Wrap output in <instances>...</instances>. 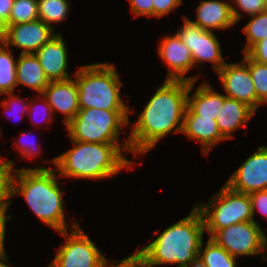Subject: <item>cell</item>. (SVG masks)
<instances>
[{
	"instance_id": "cb8c5ba5",
	"label": "cell",
	"mask_w": 267,
	"mask_h": 267,
	"mask_svg": "<svg viewBox=\"0 0 267 267\" xmlns=\"http://www.w3.org/2000/svg\"><path fill=\"white\" fill-rule=\"evenodd\" d=\"M67 0H38V16L45 24L55 30L52 23L63 22L69 12Z\"/></svg>"
},
{
	"instance_id": "7c38bea8",
	"label": "cell",
	"mask_w": 267,
	"mask_h": 267,
	"mask_svg": "<svg viewBox=\"0 0 267 267\" xmlns=\"http://www.w3.org/2000/svg\"><path fill=\"white\" fill-rule=\"evenodd\" d=\"M232 190L250 194L267 189V146H260L225 183Z\"/></svg>"
},
{
	"instance_id": "8fae6325",
	"label": "cell",
	"mask_w": 267,
	"mask_h": 267,
	"mask_svg": "<svg viewBox=\"0 0 267 267\" xmlns=\"http://www.w3.org/2000/svg\"><path fill=\"white\" fill-rule=\"evenodd\" d=\"M54 29L42 20L4 25L0 29V40L8 47L23 49L21 54H35L53 36Z\"/></svg>"
},
{
	"instance_id": "484cf974",
	"label": "cell",
	"mask_w": 267,
	"mask_h": 267,
	"mask_svg": "<svg viewBox=\"0 0 267 267\" xmlns=\"http://www.w3.org/2000/svg\"><path fill=\"white\" fill-rule=\"evenodd\" d=\"M38 19V0H14L9 20L5 25L32 22Z\"/></svg>"
},
{
	"instance_id": "4316f807",
	"label": "cell",
	"mask_w": 267,
	"mask_h": 267,
	"mask_svg": "<svg viewBox=\"0 0 267 267\" xmlns=\"http://www.w3.org/2000/svg\"><path fill=\"white\" fill-rule=\"evenodd\" d=\"M244 55L243 60L248 64L257 99L262 104L267 103V65L252 60L247 54Z\"/></svg>"
},
{
	"instance_id": "ab89813d",
	"label": "cell",
	"mask_w": 267,
	"mask_h": 267,
	"mask_svg": "<svg viewBox=\"0 0 267 267\" xmlns=\"http://www.w3.org/2000/svg\"><path fill=\"white\" fill-rule=\"evenodd\" d=\"M188 267H207V266L203 264V261L198 256L188 265Z\"/></svg>"
},
{
	"instance_id": "7402d4cb",
	"label": "cell",
	"mask_w": 267,
	"mask_h": 267,
	"mask_svg": "<svg viewBox=\"0 0 267 267\" xmlns=\"http://www.w3.org/2000/svg\"><path fill=\"white\" fill-rule=\"evenodd\" d=\"M12 51L0 40V95L13 92L17 87V61H15Z\"/></svg>"
},
{
	"instance_id": "277c9868",
	"label": "cell",
	"mask_w": 267,
	"mask_h": 267,
	"mask_svg": "<svg viewBox=\"0 0 267 267\" xmlns=\"http://www.w3.org/2000/svg\"><path fill=\"white\" fill-rule=\"evenodd\" d=\"M204 232L203 217L194 207L187 217L169 226L150 244L137 250L143 267L161 264L188 267L198 257Z\"/></svg>"
},
{
	"instance_id": "3957f363",
	"label": "cell",
	"mask_w": 267,
	"mask_h": 267,
	"mask_svg": "<svg viewBox=\"0 0 267 267\" xmlns=\"http://www.w3.org/2000/svg\"><path fill=\"white\" fill-rule=\"evenodd\" d=\"M74 147L50 160L61 177L103 179L111 178L132 161L122 152H131L129 137L124 144L86 143L71 140Z\"/></svg>"
},
{
	"instance_id": "d6986e66",
	"label": "cell",
	"mask_w": 267,
	"mask_h": 267,
	"mask_svg": "<svg viewBox=\"0 0 267 267\" xmlns=\"http://www.w3.org/2000/svg\"><path fill=\"white\" fill-rule=\"evenodd\" d=\"M254 114L255 111L247 104L224 95V103L216 118L221 135L226 140L232 138V132H238L240 126L247 127L246 123Z\"/></svg>"
},
{
	"instance_id": "44dd1931",
	"label": "cell",
	"mask_w": 267,
	"mask_h": 267,
	"mask_svg": "<svg viewBox=\"0 0 267 267\" xmlns=\"http://www.w3.org/2000/svg\"><path fill=\"white\" fill-rule=\"evenodd\" d=\"M17 86L25 85L42 94L51 82L35 54H21L16 63Z\"/></svg>"
},
{
	"instance_id": "8992f818",
	"label": "cell",
	"mask_w": 267,
	"mask_h": 267,
	"mask_svg": "<svg viewBox=\"0 0 267 267\" xmlns=\"http://www.w3.org/2000/svg\"><path fill=\"white\" fill-rule=\"evenodd\" d=\"M130 110L80 109L66 125L70 140L86 143L122 144L121 128L129 124Z\"/></svg>"
},
{
	"instance_id": "d4e9b609",
	"label": "cell",
	"mask_w": 267,
	"mask_h": 267,
	"mask_svg": "<svg viewBox=\"0 0 267 267\" xmlns=\"http://www.w3.org/2000/svg\"><path fill=\"white\" fill-rule=\"evenodd\" d=\"M252 19L243 28L247 43L243 49L246 54L256 43L267 38V10L250 16Z\"/></svg>"
},
{
	"instance_id": "d6a6232c",
	"label": "cell",
	"mask_w": 267,
	"mask_h": 267,
	"mask_svg": "<svg viewBox=\"0 0 267 267\" xmlns=\"http://www.w3.org/2000/svg\"><path fill=\"white\" fill-rule=\"evenodd\" d=\"M153 1L154 0H129L131 11L134 16H151L153 17Z\"/></svg>"
},
{
	"instance_id": "52a82bcc",
	"label": "cell",
	"mask_w": 267,
	"mask_h": 267,
	"mask_svg": "<svg viewBox=\"0 0 267 267\" xmlns=\"http://www.w3.org/2000/svg\"><path fill=\"white\" fill-rule=\"evenodd\" d=\"M205 205L196 204L200 211L204 229L210 237L219 229L239 222L255 221L249 194L232 190L226 184Z\"/></svg>"
},
{
	"instance_id": "e575fe53",
	"label": "cell",
	"mask_w": 267,
	"mask_h": 267,
	"mask_svg": "<svg viewBox=\"0 0 267 267\" xmlns=\"http://www.w3.org/2000/svg\"><path fill=\"white\" fill-rule=\"evenodd\" d=\"M5 94L8 95L9 97L5 98L3 103L0 104L2 107H4V109H8V110L12 111L11 113H14L16 110L14 111L15 108L14 109H12V108L15 106L17 107L20 104V107L22 108V111H23V112H21V116H23L24 113L26 111H28L29 106L26 103H25L26 106L24 104H22V103H24V99H21V98L19 99L18 95H13V92L5 93ZM21 108H19V109H21ZM19 109L17 111H19ZM16 113H14V115H16Z\"/></svg>"
},
{
	"instance_id": "d590c367",
	"label": "cell",
	"mask_w": 267,
	"mask_h": 267,
	"mask_svg": "<svg viewBox=\"0 0 267 267\" xmlns=\"http://www.w3.org/2000/svg\"><path fill=\"white\" fill-rule=\"evenodd\" d=\"M26 134L24 132H22V137H24ZM27 136V135H26ZM25 136V137H26ZM23 140V139H20ZM17 145L20 147V151L22 153L23 156H28L29 158L35 157L37 156V154H39L38 150H37V144L33 141H25L23 140L22 142H17Z\"/></svg>"
},
{
	"instance_id": "7a4b0ae2",
	"label": "cell",
	"mask_w": 267,
	"mask_h": 267,
	"mask_svg": "<svg viewBox=\"0 0 267 267\" xmlns=\"http://www.w3.org/2000/svg\"><path fill=\"white\" fill-rule=\"evenodd\" d=\"M14 172V173H13ZM57 170L51 168L13 169L10 197L22 195L34 214L57 232L68 230L63 193L57 181Z\"/></svg>"
},
{
	"instance_id": "ac0fdd59",
	"label": "cell",
	"mask_w": 267,
	"mask_h": 267,
	"mask_svg": "<svg viewBox=\"0 0 267 267\" xmlns=\"http://www.w3.org/2000/svg\"><path fill=\"white\" fill-rule=\"evenodd\" d=\"M181 133L186 134L189 139L200 142L204 154H208L216 143L226 140L221 135L214 118L195 115L188 107L184 114Z\"/></svg>"
},
{
	"instance_id": "f546056e",
	"label": "cell",
	"mask_w": 267,
	"mask_h": 267,
	"mask_svg": "<svg viewBox=\"0 0 267 267\" xmlns=\"http://www.w3.org/2000/svg\"><path fill=\"white\" fill-rule=\"evenodd\" d=\"M252 206V216L255 215V210L264 215L267 219V189L255 191L249 194Z\"/></svg>"
},
{
	"instance_id": "4dcf8cb0",
	"label": "cell",
	"mask_w": 267,
	"mask_h": 267,
	"mask_svg": "<svg viewBox=\"0 0 267 267\" xmlns=\"http://www.w3.org/2000/svg\"><path fill=\"white\" fill-rule=\"evenodd\" d=\"M117 264H114L113 265L109 264V260L107 258H105L100 267H143V262H142V258H141V255L139 254L138 251H135L134 254L122 259L119 263L117 260H114L112 262H115Z\"/></svg>"
},
{
	"instance_id": "ffe728a7",
	"label": "cell",
	"mask_w": 267,
	"mask_h": 267,
	"mask_svg": "<svg viewBox=\"0 0 267 267\" xmlns=\"http://www.w3.org/2000/svg\"><path fill=\"white\" fill-rule=\"evenodd\" d=\"M195 85V81L189 82V90L187 92V107L198 116L214 118L224 103V95L216 93L207 82H203L190 97V92Z\"/></svg>"
},
{
	"instance_id": "ba28073f",
	"label": "cell",
	"mask_w": 267,
	"mask_h": 267,
	"mask_svg": "<svg viewBox=\"0 0 267 267\" xmlns=\"http://www.w3.org/2000/svg\"><path fill=\"white\" fill-rule=\"evenodd\" d=\"M210 238L235 258L259 255L267 250V236L256 221L239 222L221 228Z\"/></svg>"
},
{
	"instance_id": "4fadbf2b",
	"label": "cell",
	"mask_w": 267,
	"mask_h": 267,
	"mask_svg": "<svg viewBox=\"0 0 267 267\" xmlns=\"http://www.w3.org/2000/svg\"><path fill=\"white\" fill-rule=\"evenodd\" d=\"M217 74L227 93L226 97L239 100L257 111L262 103L257 99L250 70L244 60L241 63H225Z\"/></svg>"
},
{
	"instance_id": "1f68e13d",
	"label": "cell",
	"mask_w": 267,
	"mask_h": 267,
	"mask_svg": "<svg viewBox=\"0 0 267 267\" xmlns=\"http://www.w3.org/2000/svg\"><path fill=\"white\" fill-rule=\"evenodd\" d=\"M182 4V0H154L153 17H162Z\"/></svg>"
},
{
	"instance_id": "f35d334b",
	"label": "cell",
	"mask_w": 267,
	"mask_h": 267,
	"mask_svg": "<svg viewBox=\"0 0 267 267\" xmlns=\"http://www.w3.org/2000/svg\"><path fill=\"white\" fill-rule=\"evenodd\" d=\"M43 99V103L41 104V105H44V106H42L41 108H42V110H44L43 111V113L44 114H46L47 116L46 117H43V119L42 120H45V118H47L46 120L48 121V123L49 122H52L53 120H52V118H53V111H52V108H51V106L48 104V102H47V100L42 96H39V99ZM29 107H28V109H29V115L32 117V115L30 114V113H32L33 111H35V109H34V106L32 105V102H30V104L28 105ZM38 107V106H37ZM37 109V108H36ZM32 111V112H31ZM42 112V111H41ZM33 113H36V112H33ZM40 113V112H39ZM38 115V114H37ZM34 117V116H33ZM32 117V118H33Z\"/></svg>"
},
{
	"instance_id": "5bb4252c",
	"label": "cell",
	"mask_w": 267,
	"mask_h": 267,
	"mask_svg": "<svg viewBox=\"0 0 267 267\" xmlns=\"http://www.w3.org/2000/svg\"><path fill=\"white\" fill-rule=\"evenodd\" d=\"M158 55L168 65L169 71L166 79L196 82L199 75L192 77L184 76L185 73L194 67V63L191 51L176 33L162 38L158 48Z\"/></svg>"
},
{
	"instance_id": "30bf717a",
	"label": "cell",
	"mask_w": 267,
	"mask_h": 267,
	"mask_svg": "<svg viewBox=\"0 0 267 267\" xmlns=\"http://www.w3.org/2000/svg\"><path fill=\"white\" fill-rule=\"evenodd\" d=\"M184 24L177 31V35L182 42L188 47L192 54L194 65L198 66L203 61L212 62L213 69L218 72L225 64L220 42L214 35L213 31L203 30L197 24H194L183 17Z\"/></svg>"
},
{
	"instance_id": "74e56055",
	"label": "cell",
	"mask_w": 267,
	"mask_h": 267,
	"mask_svg": "<svg viewBox=\"0 0 267 267\" xmlns=\"http://www.w3.org/2000/svg\"><path fill=\"white\" fill-rule=\"evenodd\" d=\"M7 210H0V253L5 252L4 240H5V229L6 221H9L12 216L7 215Z\"/></svg>"
},
{
	"instance_id": "836d02e7",
	"label": "cell",
	"mask_w": 267,
	"mask_h": 267,
	"mask_svg": "<svg viewBox=\"0 0 267 267\" xmlns=\"http://www.w3.org/2000/svg\"><path fill=\"white\" fill-rule=\"evenodd\" d=\"M246 54L252 60L267 65V38L256 43Z\"/></svg>"
},
{
	"instance_id": "5b68a950",
	"label": "cell",
	"mask_w": 267,
	"mask_h": 267,
	"mask_svg": "<svg viewBox=\"0 0 267 267\" xmlns=\"http://www.w3.org/2000/svg\"><path fill=\"white\" fill-rule=\"evenodd\" d=\"M115 67L109 63H95L80 66L73 73L80 109L130 110L133 113L120 95L122 83Z\"/></svg>"
},
{
	"instance_id": "2e32d148",
	"label": "cell",
	"mask_w": 267,
	"mask_h": 267,
	"mask_svg": "<svg viewBox=\"0 0 267 267\" xmlns=\"http://www.w3.org/2000/svg\"><path fill=\"white\" fill-rule=\"evenodd\" d=\"M196 12L197 20L190 21L206 31L232 27L242 17L230 2L221 0L201 1Z\"/></svg>"
},
{
	"instance_id": "e0dca14e",
	"label": "cell",
	"mask_w": 267,
	"mask_h": 267,
	"mask_svg": "<svg viewBox=\"0 0 267 267\" xmlns=\"http://www.w3.org/2000/svg\"><path fill=\"white\" fill-rule=\"evenodd\" d=\"M67 52L65 41L59 32L35 53L50 81L72 78L66 71L68 66Z\"/></svg>"
},
{
	"instance_id": "603a6c76",
	"label": "cell",
	"mask_w": 267,
	"mask_h": 267,
	"mask_svg": "<svg viewBox=\"0 0 267 267\" xmlns=\"http://www.w3.org/2000/svg\"><path fill=\"white\" fill-rule=\"evenodd\" d=\"M198 256L207 267H237L236 258L229 254L223 247H220L210 237L207 240L205 248L202 240Z\"/></svg>"
},
{
	"instance_id": "f1b7e54d",
	"label": "cell",
	"mask_w": 267,
	"mask_h": 267,
	"mask_svg": "<svg viewBox=\"0 0 267 267\" xmlns=\"http://www.w3.org/2000/svg\"><path fill=\"white\" fill-rule=\"evenodd\" d=\"M235 4L250 16L267 10L264 0H235Z\"/></svg>"
},
{
	"instance_id": "6da1fadb",
	"label": "cell",
	"mask_w": 267,
	"mask_h": 267,
	"mask_svg": "<svg viewBox=\"0 0 267 267\" xmlns=\"http://www.w3.org/2000/svg\"><path fill=\"white\" fill-rule=\"evenodd\" d=\"M188 90L189 81L169 79L156 89L131 128L128 137L132 153L146 155L164 136L181 133Z\"/></svg>"
},
{
	"instance_id": "9a60e30c",
	"label": "cell",
	"mask_w": 267,
	"mask_h": 267,
	"mask_svg": "<svg viewBox=\"0 0 267 267\" xmlns=\"http://www.w3.org/2000/svg\"><path fill=\"white\" fill-rule=\"evenodd\" d=\"M41 96L47 100L53 113L56 110L64 114L65 126L80 110L76 80L73 77L67 80L51 81Z\"/></svg>"
},
{
	"instance_id": "9c48e42d",
	"label": "cell",
	"mask_w": 267,
	"mask_h": 267,
	"mask_svg": "<svg viewBox=\"0 0 267 267\" xmlns=\"http://www.w3.org/2000/svg\"><path fill=\"white\" fill-rule=\"evenodd\" d=\"M71 224L70 234L68 230L58 232L66 241L57 250L55 258L48 267H100L105 257L77 222Z\"/></svg>"
},
{
	"instance_id": "60d3db41",
	"label": "cell",
	"mask_w": 267,
	"mask_h": 267,
	"mask_svg": "<svg viewBox=\"0 0 267 267\" xmlns=\"http://www.w3.org/2000/svg\"><path fill=\"white\" fill-rule=\"evenodd\" d=\"M5 262L9 263L8 258L6 256V252H2L0 253V267H10Z\"/></svg>"
},
{
	"instance_id": "83f0119b",
	"label": "cell",
	"mask_w": 267,
	"mask_h": 267,
	"mask_svg": "<svg viewBox=\"0 0 267 267\" xmlns=\"http://www.w3.org/2000/svg\"><path fill=\"white\" fill-rule=\"evenodd\" d=\"M14 169V162L10 160L0 161V210H7L10 198V177Z\"/></svg>"
},
{
	"instance_id": "8d00e7d4",
	"label": "cell",
	"mask_w": 267,
	"mask_h": 267,
	"mask_svg": "<svg viewBox=\"0 0 267 267\" xmlns=\"http://www.w3.org/2000/svg\"><path fill=\"white\" fill-rule=\"evenodd\" d=\"M14 0H0V29L8 22Z\"/></svg>"
}]
</instances>
